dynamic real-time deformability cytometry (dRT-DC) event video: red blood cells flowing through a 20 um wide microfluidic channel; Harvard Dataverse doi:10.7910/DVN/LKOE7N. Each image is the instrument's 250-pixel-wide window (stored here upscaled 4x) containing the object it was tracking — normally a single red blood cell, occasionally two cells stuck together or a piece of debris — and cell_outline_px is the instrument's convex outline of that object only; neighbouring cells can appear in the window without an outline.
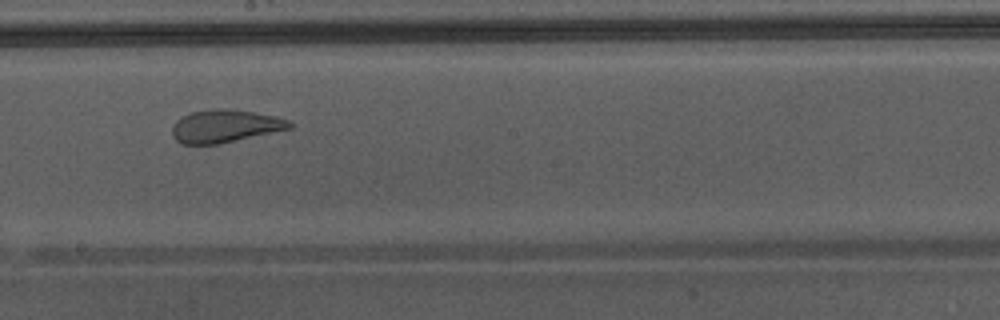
{"species": "Egyptian fruit bat (a non-hibernating species)", "species_latin": "Rousettus aegyptiacus", "temperature_condition": "warm", "stored_images_in_passage": 35, "camera_frame_rate_fps": 3000, "um_per_image_px": 0.085, "animal": {"sex": "male"}, "frame": {"image": 1, "passage_image": 16, "time_ms": 5.0, "image_size_px": [1000, 320], "cell_outline_px": [[292, 128], [216, 144], [180, 144], [172, 136], [172, 124], [176, 120], [192, 112], [216, 108], [252, 112], [272, 116], [288, 120], [292, 124]], "centroid_in_image_um": [19.06, 10.73], "position_along_channel_um": 229.1, "area_um2": 21.96}, "authors_computed_cell_mechanics": {"area_um2": 25.8366, "velocity_mm_per_s": 4.3642, "shape_relaxation_time_tau1_ms": null, "shape_relaxation_time_tau2_ms": 0.9687, "deformation_change_tau1": null, "deformation_change_tau2": 0.0899}}